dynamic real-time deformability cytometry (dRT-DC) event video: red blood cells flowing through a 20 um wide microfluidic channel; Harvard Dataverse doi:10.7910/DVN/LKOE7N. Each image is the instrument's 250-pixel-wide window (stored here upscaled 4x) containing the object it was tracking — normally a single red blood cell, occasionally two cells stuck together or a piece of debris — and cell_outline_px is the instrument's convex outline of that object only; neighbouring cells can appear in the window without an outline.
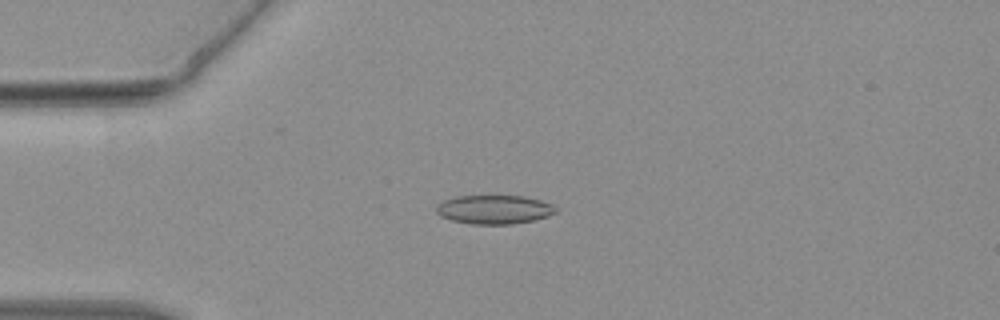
{"species": "common noctule bat (a hibernating species)", "species_latin": "Nyctalus noctula", "temperature_condition": "warm", "stored_images_in_passage": 45, "camera_frame_rate_fps": 3000, "um_per_image_px": 0.085, "animal": {"sex": "female", "body_mass_g": 19.3, "forearm_length_mm": 54.1}, "frame": {"image": 1, "passage_image": 12, "time_ms": 3.667, "image_size_px": [1000, 320], "cell_outline_px": [[556, 212], [548, 216], [532, 220], [512, 224], [472, 224], [452, 220], [440, 216], [436, 212], [436, 208], [444, 200], [456, 196], [524, 196], [540, 200], [552, 204], [556, 208]], "centroid_in_image_um": [42.01, 17.81], "position_along_channel_um": 43.0, "area_um2": 19.94}}
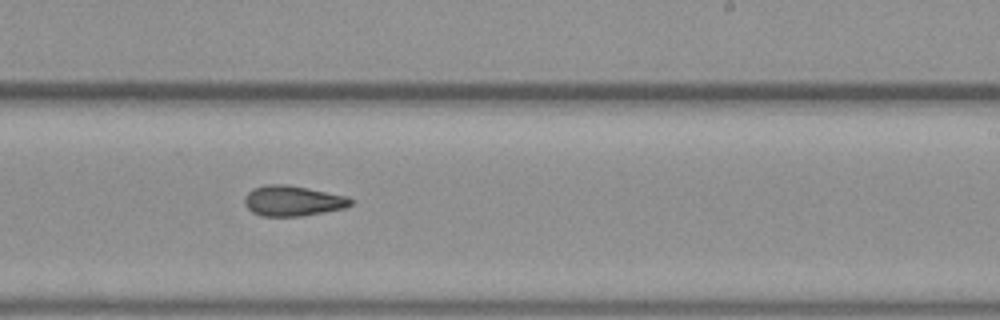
{"frame": {"image": 2, "passage_image": 28, "time_ms": 9.0, "image_size_px": [1000, 320], "cell_outline_px": [[356, 200], [352, 204], [344, 208], [324, 212], [300, 216], [260, 216], [252, 212], [244, 204], [244, 196], [252, 188], [264, 184], [288, 184], [348, 196]], "centroid_in_image_um": [24.88, 17.06], "position_along_channel_um": 264.1, "area_um2": 19.07}}
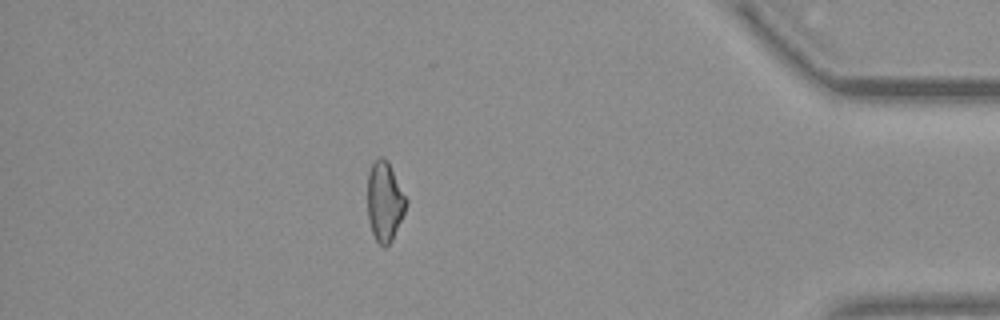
{"frame": {"image": 3, "passage_image": 40, "time_ms": 13.0, "image_size_px": [1000, 320], "cell_outline_px": [[408, 204], [392, 240], [384, 248], [376, 240], [372, 232], [368, 220], [368, 172], [372, 164], [380, 156], [384, 156], [388, 160], [408, 200]], "centroid_in_image_um": [32.71, 17.1], "position_along_channel_um": 402.5, "area_um2": 18.03}}